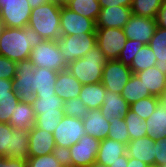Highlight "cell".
<instances>
[{
  "label": "cell",
  "mask_w": 166,
  "mask_h": 167,
  "mask_svg": "<svg viewBox=\"0 0 166 167\" xmlns=\"http://www.w3.org/2000/svg\"><path fill=\"white\" fill-rule=\"evenodd\" d=\"M43 41L44 38L29 26L4 27L0 34V55L15 62L29 59L31 50Z\"/></svg>",
  "instance_id": "6da1fadb"
},
{
  "label": "cell",
  "mask_w": 166,
  "mask_h": 167,
  "mask_svg": "<svg viewBox=\"0 0 166 167\" xmlns=\"http://www.w3.org/2000/svg\"><path fill=\"white\" fill-rule=\"evenodd\" d=\"M61 5L49 2L31 10L28 25L44 40L57 41L61 37L60 30Z\"/></svg>",
  "instance_id": "7a4b0ae2"
},
{
  "label": "cell",
  "mask_w": 166,
  "mask_h": 167,
  "mask_svg": "<svg viewBox=\"0 0 166 167\" xmlns=\"http://www.w3.org/2000/svg\"><path fill=\"white\" fill-rule=\"evenodd\" d=\"M107 60L96 44L84 57L70 62L67 69L82 85L99 83Z\"/></svg>",
  "instance_id": "3957f363"
},
{
  "label": "cell",
  "mask_w": 166,
  "mask_h": 167,
  "mask_svg": "<svg viewBox=\"0 0 166 167\" xmlns=\"http://www.w3.org/2000/svg\"><path fill=\"white\" fill-rule=\"evenodd\" d=\"M29 139V131L13 128L7 123H0V157L28 160Z\"/></svg>",
  "instance_id": "277c9868"
},
{
  "label": "cell",
  "mask_w": 166,
  "mask_h": 167,
  "mask_svg": "<svg viewBox=\"0 0 166 167\" xmlns=\"http://www.w3.org/2000/svg\"><path fill=\"white\" fill-rule=\"evenodd\" d=\"M29 59L34 67H45L57 72L68 67L57 41L44 40L31 50Z\"/></svg>",
  "instance_id": "5b68a950"
},
{
  "label": "cell",
  "mask_w": 166,
  "mask_h": 167,
  "mask_svg": "<svg viewBox=\"0 0 166 167\" xmlns=\"http://www.w3.org/2000/svg\"><path fill=\"white\" fill-rule=\"evenodd\" d=\"M100 140L86 134L64 152L66 167H88L96 161Z\"/></svg>",
  "instance_id": "8992f818"
},
{
  "label": "cell",
  "mask_w": 166,
  "mask_h": 167,
  "mask_svg": "<svg viewBox=\"0 0 166 167\" xmlns=\"http://www.w3.org/2000/svg\"><path fill=\"white\" fill-rule=\"evenodd\" d=\"M52 134L58 152L64 153L86 135L83 119L63 115Z\"/></svg>",
  "instance_id": "52a82bcc"
},
{
  "label": "cell",
  "mask_w": 166,
  "mask_h": 167,
  "mask_svg": "<svg viewBox=\"0 0 166 167\" xmlns=\"http://www.w3.org/2000/svg\"><path fill=\"white\" fill-rule=\"evenodd\" d=\"M57 43L66 63L69 64L84 55L96 45V33H82L77 35H61Z\"/></svg>",
  "instance_id": "ba28073f"
},
{
  "label": "cell",
  "mask_w": 166,
  "mask_h": 167,
  "mask_svg": "<svg viewBox=\"0 0 166 167\" xmlns=\"http://www.w3.org/2000/svg\"><path fill=\"white\" fill-rule=\"evenodd\" d=\"M31 10L27 0H0V18L4 27H26Z\"/></svg>",
  "instance_id": "9c48e42d"
},
{
  "label": "cell",
  "mask_w": 166,
  "mask_h": 167,
  "mask_svg": "<svg viewBox=\"0 0 166 167\" xmlns=\"http://www.w3.org/2000/svg\"><path fill=\"white\" fill-rule=\"evenodd\" d=\"M34 69L30 59L17 62L16 76L12 80V86L21 102L32 103L35 98V91L32 89Z\"/></svg>",
  "instance_id": "30bf717a"
},
{
  "label": "cell",
  "mask_w": 166,
  "mask_h": 167,
  "mask_svg": "<svg viewBox=\"0 0 166 167\" xmlns=\"http://www.w3.org/2000/svg\"><path fill=\"white\" fill-rule=\"evenodd\" d=\"M126 41L123 29L96 28V44L108 60L118 59Z\"/></svg>",
  "instance_id": "8fae6325"
},
{
  "label": "cell",
  "mask_w": 166,
  "mask_h": 167,
  "mask_svg": "<svg viewBox=\"0 0 166 167\" xmlns=\"http://www.w3.org/2000/svg\"><path fill=\"white\" fill-rule=\"evenodd\" d=\"M132 74L130 67L118 59L107 60L103 67L101 82L106 90L121 94Z\"/></svg>",
  "instance_id": "7c38bea8"
},
{
  "label": "cell",
  "mask_w": 166,
  "mask_h": 167,
  "mask_svg": "<svg viewBox=\"0 0 166 167\" xmlns=\"http://www.w3.org/2000/svg\"><path fill=\"white\" fill-rule=\"evenodd\" d=\"M60 30L61 35L96 33V22L61 5Z\"/></svg>",
  "instance_id": "4fadbf2b"
},
{
  "label": "cell",
  "mask_w": 166,
  "mask_h": 167,
  "mask_svg": "<svg viewBox=\"0 0 166 167\" xmlns=\"http://www.w3.org/2000/svg\"><path fill=\"white\" fill-rule=\"evenodd\" d=\"M156 28V18L132 14L129 21L122 29L127 39L137 40L147 45L154 35Z\"/></svg>",
  "instance_id": "5bb4252c"
},
{
  "label": "cell",
  "mask_w": 166,
  "mask_h": 167,
  "mask_svg": "<svg viewBox=\"0 0 166 167\" xmlns=\"http://www.w3.org/2000/svg\"><path fill=\"white\" fill-rule=\"evenodd\" d=\"M29 134V157L44 156L58 152L52 133L32 126L29 129Z\"/></svg>",
  "instance_id": "9a60e30c"
},
{
  "label": "cell",
  "mask_w": 166,
  "mask_h": 167,
  "mask_svg": "<svg viewBox=\"0 0 166 167\" xmlns=\"http://www.w3.org/2000/svg\"><path fill=\"white\" fill-rule=\"evenodd\" d=\"M132 15L131 7L111 6L101 7L96 20V28H120L122 29Z\"/></svg>",
  "instance_id": "2e32d148"
},
{
  "label": "cell",
  "mask_w": 166,
  "mask_h": 167,
  "mask_svg": "<svg viewBox=\"0 0 166 167\" xmlns=\"http://www.w3.org/2000/svg\"><path fill=\"white\" fill-rule=\"evenodd\" d=\"M126 153L128 158L138 159L148 166L155 165V140L148 136L130 140Z\"/></svg>",
  "instance_id": "e0dca14e"
},
{
  "label": "cell",
  "mask_w": 166,
  "mask_h": 167,
  "mask_svg": "<svg viewBox=\"0 0 166 167\" xmlns=\"http://www.w3.org/2000/svg\"><path fill=\"white\" fill-rule=\"evenodd\" d=\"M86 134L102 141L108 137L110 122L103 116L100 109L88 110L83 118Z\"/></svg>",
  "instance_id": "ac0fdd59"
},
{
  "label": "cell",
  "mask_w": 166,
  "mask_h": 167,
  "mask_svg": "<svg viewBox=\"0 0 166 167\" xmlns=\"http://www.w3.org/2000/svg\"><path fill=\"white\" fill-rule=\"evenodd\" d=\"M103 104L100 110L103 116L109 121L111 118L123 119L130 110V104L121 94L106 90Z\"/></svg>",
  "instance_id": "d6986e66"
},
{
  "label": "cell",
  "mask_w": 166,
  "mask_h": 167,
  "mask_svg": "<svg viewBox=\"0 0 166 167\" xmlns=\"http://www.w3.org/2000/svg\"><path fill=\"white\" fill-rule=\"evenodd\" d=\"M82 84L70 73L68 69L59 71L55 82V94L63 100L78 98Z\"/></svg>",
  "instance_id": "ffe728a7"
},
{
  "label": "cell",
  "mask_w": 166,
  "mask_h": 167,
  "mask_svg": "<svg viewBox=\"0 0 166 167\" xmlns=\"http://www.w3.org/2000/svg\"><path fill=\"white\" fill-rule=\"evenodd\" d=\"M64 102L55 95H35L32 101L33 109L36 116H56L64 115Z\"/></svg>",
  "instance_id": "44dd1931"
},
{
  "label": "cell",
  "mask_w": 166,
  "mask_h": 167,
  "mask_svg": "<svg viewBox=\"0 0 166 167\" xmlns=\"http://www.w3.org/2000/svg\"><path fill=\"white\" fill-rule=\"evenodd\" d=\"M145 89H148L152 96L161 97L166 90V75L157 67L147 68L144 71L135 73Z\"/></svg>",
  "instance_id": "7402d4cb"
},
{
  "label": "cell",
  "mask_w": 166,
  "mask_h": 167,
  "mask_svg": "<svg viewBox=\"0 0 166 167\" xmlns=\"http://www.w3.org/2000/svg\"><path fill=\"white\" fill-rule=\"evenodd\" d=\"M57 75V71L45 67H35L32 87L35 95H55Z\"/></svg>",
  "instance_id": "603a6c76"
},
{
  "label": "cell",
  "mask_w": 166,
  "mask_h": 167,
  "mask_svg": "<svg viewBox=\"0 0 166 167\" xmlns=\"http://www.w3.org/2000/svg\"><path fill=\"white\" fill-rule=\"evenodd\" d=\"M126 149V144L105 138L100 142L96 162L109 166L120 160V156L126 154Z\"/></svg>",
  "instance_id": "cb8c5ba5"
},
{
  "label": "cell",
  "mask_w": 166,
  "mask_h": 167,
  "mask_svg": "<svg viewBox=\"0 0 166 167\" xmlns=\"http://www.w3.org/2000/svg\"><path fill=\"white\" fill-rule=\"evenodd\" d=\"M145 122L148 137L154 140L166 139V107L161 101Z\"/></svg>",
  "instance_id": "d4e9b609"
},
{
  "label": "cell",
  "mask_w": 166,
  "mask_h": 167,
  "mask_svg": "<svg viewBox=\"0 0 166 167\" xmlns=\"http://www.w3.org/2000/svg\"><path fill=\"white\" fill-rule=\"evenodd\" d=\"M35 119L36 115L32 103L19 101L15 106V111L10 116L9 124L13 128L29 131L35 125Z\"/></svg>",
  "instance_id": "484cf974"
},
{
  "label": "cell",
  "mask_w": 166,
  "mask_h": 167,
  "mask_svg": "<svg viewBox=\"0 0 166 167\" xmlns=\"http://www.w3.org/2000/svg\"><path fill=\"white\" fill-rule=\"evenodd\" d=\"M106 89L102 82L82 85L79 98L88 110L100 109Z\"/></svg>",
  "instance_id": "4316f807"
},
{
  "label": "cell",
  "mask_w": 166,
  "mask_h": 167,
  "mask_svg": "<svg viewBox=\"0 0 166 167\" xmlns=\"http://www.w3.org/2000/svg\"><path fill=\"white\" fill-rule=\"evenodd\" d=\"M148 45L157 59L155 67L166 75V29L157 26Z\"/></svg>",
  "instance_id": "83f0119b"
},
{
  "label": "cell",
  "mask_w": 166,
  "mask_h": 167,
  "mask_svg": "<svg viewBox=\"0 0 166 167\" xmlns=\"http://www.w3.org/2000/svg\"><path fill=\"white\" fill-rule=\"evenodd\" d=\"M121 96L131 105L134 102L148 96H152L148 89H145V86L139 79L136 74H132L129 81L124 86Z\"/></svg>",
  "instance_id": "f1b7e54d"
},
{
  "label": "cell",
  "mask_w": 166,
  "mask_h": 167,
  "mask_svg": "<svg viewBox=\"0 0 166 167\" xmlns=\"http://www.w3.org/2000/svg\"><path fill=\"white\" fill-rule=\"evenodd\" d=\"M65 6L73 12L92 19L95 22L101 10L98 0H71Z\"/></svg>",
  "instance_id": "f546056e"
},
{
  "label": "cell",
  "mask_w": 166,
  "mask_h": 167,
  "mask_svg": "<svg viewBox=\"0 0 166 167\" xmlns=\"http://www.w3.org/2000/svg\"><path fill=\"white\" fill-rule=\"evenodd\" d=\"M156 61L157 59L153 50L147 44L142 46L139 52L135 54L131 62L130 69L132 70V73L135 74L137 72L144 71L147 68L154 67Z\"/></svg>",
  "instance_id": "4dcf8cb0"
},
{
  "label": "cell",
  "mask_w": 166,
  "mask_h": 167,
  "mask_svg": "<svg viewBox=\"0 0 166 167\" xmlns=\"http://www.w3.org/2000/svg\"><path fill=\"white\" fill-rule=\"evenodd\" d=\"M162 2L163 0H132L131 12L142 17L156 18Z\"/></svg>",
  "instance_id": "1f68e13d"
},
{
  "label": "cell",
  "mask_w": 166,
  "mask_h": 167,
  "mask_svg": "<svg viewBox=\"0 0 166 167\" xmlns=\"http://www.w3.org/2000/svg\"><path fill=\"white\" fill-rule=\"evenodd\" d=\"M27 167H66L64 153L54 152L44 156L29 157Z\"/></svg>",
  "instance_id": "d6a6232c"
},
{
  "label": "cell",
  "mask_w": 166,
  "mask_h": 167,
  "mask_svg": "<svg viewBox=\"0 0 166 167\" xmlns=\"http://www.w3.org/2000/svg\"><path fill=\"white\" fill-rule=\"evenodd\" d=\"M124 120L127 124V130L130 135V140H135L140 137L147 136V124L145 120L141 119L137 113L129 110L124 116Z\"/></svg>",
  "instance_id": "836d02e7"
},
{
  "label": "cell",
  "mask_w": 166,
  "mask_h": 167,
  "mask_svg": "<svg viewBox=\"0 0 166 167\" xmlns=\"http://www.w3.org/2000/svg\"><path fill=\"white\" fill-rule=\"evenodd\" d=\"M159 102V97L148 96L132 103L130 110L137 113L141 119L146 120L155 111Z\"/></svg>",
  "instance_id": "e575fe53"
},
{
  "label": "cell",
  "mask_w": 166,
  "mask_h": 167,
  "mask_svg": "<svg viewBox=\"0 0 166 167\" xmlns=\"http://www.w3.org/2000/svg\"><path fill=\"white\" fill-rule=\"evenodd\" d=\"M110 129L108 132V139L116 140L117 142H121L123 144H128L130 141V135L127 130V124L123 119L111 118Z\"/></svg>",
  "instance_id": "d590c367"
},
{
  "label": "cell",
  "mask_w": 166,
  "mask_h": 167,
  "mask_svg": "<svg viewBox=\"0 0 166 167\" xmlns=\"http://www.w3.org/2000/svg\"><path fill=\"white\" fill-rule=\"evenodd\" d=\"M17 95L0 96V123L9 124V119L19 102Z\"/></svg>",
  "instance_id": "8d00e7d4"
},
{
  "label": "cell",
  "mask_w": 166,
  "mask_h": 167,
  "mask_svg": "<svg viewBox=\"0 0 166 167\" xmlns=\"http://www.w3.org/2000/svg\"><path fill=\"white\" fill-rule=\"evenodd\" d=\"M144 45L145 44L140 41L127 39L124 48L119 54L118 60L124 65L130 67L135 54L138 53Z\"/></svg>",
  "instance_id": "74e56055"
},
{
  "label": "cell",
  "mask_w": 166,
  "mask_h": 167,
  "mask_svg": "<svg viewBox=\"0 0 166 167\" xmlns=\"http://www.w3.org/2000/svg\"><path fill=\"white\" fill-rule=\"evenodd\" d=\"M63 105L65 116L83 119L87 115L88 108L79 97L65 101Z\"/></svg>",
  "instance_id": "f35d334b"
},
{
  "label": "cell",
  "mask_w": 166,
  "mask_h": 167,
  "mask_svg": "<svg viewBox=\"0 0 166 167\" xmlns=\"http://www.w3.org/2000/svg\"><path fill=\"white\" fill-rule=\"evenodd\" d=\"M17 62L0 55V79L13 80L16 76Z\"/></svg>",
  "instance_id": "ab89813d"
},
{
  "label": "cell",
  "mask_w": 166,
  "mask_h": 167,
  "mask_svg": "<svg viewBox=\"0 0 166 167\" xmlns=\"http://www.w3.org/2000/svg\"><path fill=\"white\" fill-rule=\"evenodd\" d=\"M60 118L56 116H36L34 126L53 133L60 123Z\"/></svg>",
  "instance_id": "60d3db41"
},
{
  "label": "cell",
  "mask_w": 166,
  "mask_h": 167,
  "mask_svg": "<svg viewBox=\"0 0 166 167\" xmlns=\"http://www.w3.org/2000/svg\"><path fill=\"white\" fill-rule=\"evenodd\" d=\"M155 165H166V139L155 140Z\"/></svg>",
  "instance_id": "b9f144b4"
},
{
  "label": "cell",
  "mask_w": 166,
  "mask_h": 167,
  "mask_svg": "<svg viewBox=\"0 0 166 167\" xmlns=\"http://www.w3.org/2000/svg\"><path fill=\"white\" fill-rule=\"evenodd\" d=\"M0 167H27V160L0 157Z\"/></svg>",
  "instance_id": "7bdbcfd3"
},
{
  "label": "cell",
  "mask_w": 166,
  "mask_h": 167,
  "mask_svg": "<svg viewBox=\"0 0 166 167\" xmlns=\"http://www.w3.org/2000/svg\"><path fill=\"white\" fill-rule=\"evenodd\" d=\"M101 7L125 6L131 7L132 0H98Z\"/></svg>",
  "instance_id": "ee69618b"
},
{
  "label": "cell",
  "mask_w": 166,
  "mask_h": 167,
  "mask_svg": "<svg viewBox=\"0 0 166 167\" xmlns=\"http://www.w3.org/2000/svg\"><path fill=\"white\" fill-rule=\"evenodd\" d=\"M156 24L160 28L166 29V0H163L156 16Z\"/></svg>",
  "instance_id": "f6af8a7d"
},
{
  "label": "cell",
  "mask_w": 166,
  "mask_h": 167,
  "mask_svg": "<svg viewBox=\"0 0 166 167\" xmlns=\"http://www.w3.org/2000/svg\"><path fill=\"white\" fill-rule=\"evenodd\" d=\"M2 95H16L13 90L12 80L0 79V96Z\"/></svg>",
  "instance_id": "bcb514c9"
},
{
  "label": "cell",
  "mask_w": 166,
  "mask_h": 167,
  "mask_svg": "<svg viewBox=\"0 0 166 167\" xmlns=\"http://www.w3.org/2000/svg\"><path fill=\"white\" fill-rule=\"evenodd\" d=\"M128 165V156L127 153L125 155L120 156V160H117L113 164L109 165V167H127Z\"/></svg>",
  "instance_id": "7dc6e473"
},
{
  "label": "cell",
  "mask_w": 166,
  "mask_h": 167,
  "mask_svg": "<svg viewBox=\"0 0 166 167\" xmlns=\"http://www.w3.org/2000/svg\"><path fill=\"white\" fill-rule=\"evenodd\" d=\"M127 167H148V165L138 159L128 158Z\"/></svg>",
  "instance_id": "c3c4849f"
},
{
  "label": "cell",
  "mask_w": 166,
  "mask_h": 167,
  "mask_svg": "<svg viewBox=\"0 0 166 167\" xmlns=\"http://www.w3.org/2000/svg\"><path fill=\"white\" fill-rule=\"evenodd\" d=\"M27 1L32 9L51 2L50 0H27Z\"/></svg>",
  "instance_id": "681fc988"
},
{
  "label": "cell",
  "mask_w": 166,
  "mask_h": 167,
  "mask_svg": "<svg viewBox=\"0 0 166 167\" xmlns=\"http://www.w3.org/2000/svg\"><path fill=\"white\" fill-rule=\"evenodd\" d=\"M88 167H109V166H107V165H104V164H102V163H99V162H93L90 166H88Z\"/></svg>",
  "instance_id": "f907efd6"
},
{
  "label": "cell",
  "mask_w": 166,
  "mask_h": 167,
  "mask_svg": "<svg viewBox=\"0 0 166 167\" xmlns=\"http://www.w3.org/2000/svg\"><path fill=\"white\" fill-rule=\"evenodd\" d=\"M160 101L163 103V105L166 107V90L163 93V95L160 97Z\"/></svg>",
  "instance_id": "816d5d0a"
},
{
  "label": "cell",
  "mask_w": 166,
  "mask_h": 167,
  "mask_svg": "<svg viewBox=\"0 0 166 167\" xmlns=\"http://www.w3.org/2000/svg\"><path fill=\"white\" fill-rule=\"evenodd\" d=\"M4 29V25L3 23L1 22V18H0V33H2V30Z\"/></svg>",
  "instance_id": "f5cc1de1"
},
{
  "label": "cell",
  "mask_w": 166,
  "mask_h": 167,
  "mask_svg": "<svg viewBox=\"0 0 166 167\" xmlns=\"http://www.w3.org/2000/svg\"><path fill=\"white\" fill-rule=\"evenodd\" d=\"M51 2H55V3H58L60 5H62V0H50Z\"/></svg>",
  "instance_id": "db71d44e"
},
{
  "label": "cell",
  "mask_w": 166,
  "mask_h": 167,
  "mask_svg": "<svg viewBox=\"0 0 166 167\" xmlns=\"http://www.w3.org/2000/svg\"><path fill=\"white\" fill-rule=\"evenodd\" d=\"M71 0H62V5H66Z\"/></svg>",
  "instance_id": "11a10c76"
},
{
  "label": "cell",
  "mask_w": 166,
  "mask_h": 167,
  "mask_svg": "<svg viewBox=\"0 0 166 167\" xmlns=\"http://www.w3.org/2000/svg\"><path fill=\"white\" fill-rule=\"evenodd\" d=\"M148 167H160V166H158V165H150Z\"/></svg>",
  "instance_id": "9f6ffc18"
}]
</instances>
